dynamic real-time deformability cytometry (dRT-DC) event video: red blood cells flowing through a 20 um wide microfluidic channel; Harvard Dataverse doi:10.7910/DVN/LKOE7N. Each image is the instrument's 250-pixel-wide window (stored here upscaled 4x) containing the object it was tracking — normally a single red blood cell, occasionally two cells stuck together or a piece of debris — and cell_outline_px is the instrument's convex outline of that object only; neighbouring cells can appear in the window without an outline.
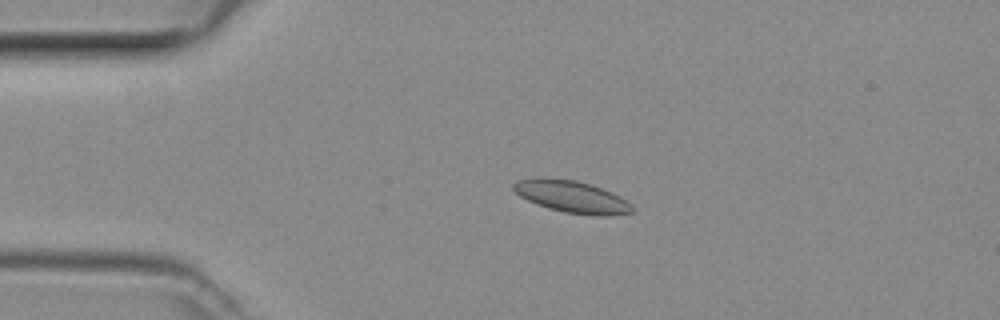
{"species": "common noctule bat (a hibernating species)", "species_latin": "Nyctalus noctula", "temperature_condition": "room temperature", "stored_images_in_passage": 49, "camera_frame_rate_fps": 3000, "um_per_image_px": 0.085, "animal": {"sex": "female", "body_mass_g": 29.2, "forearm_length_mm": 56.3}, "frame": {"image": 1, "passage_image": 11, "time_ms": 3.333, "image_size_px": [1000, 320], "cell_outline_px": [[632, 212], [608, 216], [600, 216], [564, 212], [548, 208], [528, 200], [520, 196], [512, 188], [512, 184], [516, 180], [536, 176], [544, 176], [576, 180], [612, 192], [620, 196], [632, 208]], "centroid_in_image_um": [48.52, 16.69], "position_along_channel_um": 36.5, "area_um2": 22.14}}
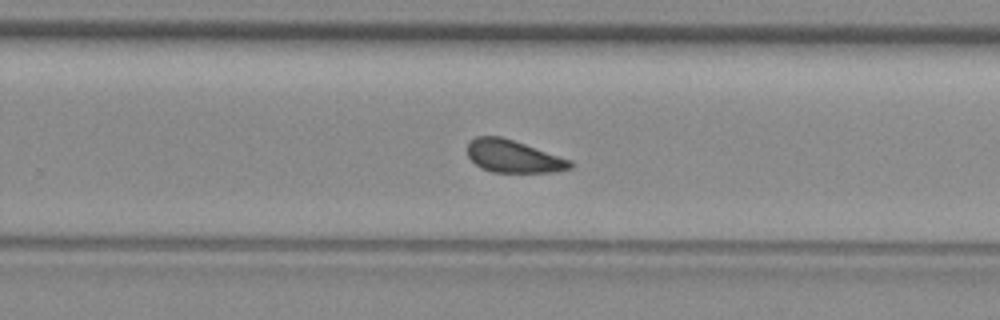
{"frame": {"image": 2, "passage_image": 31, "time_ms": 10.0, "image_size_px": [1000, 320], "cell_outline_px": [[572, 168], [552, 172], [492, 172], [480, 168], [468, 156], [468, 144], [476, 136], [500, 136], [572, 160]], "centroid_in_image_um": [43.63, 13.3], "position_along_channel_um": 286.2, "area_um2": 19.25}}
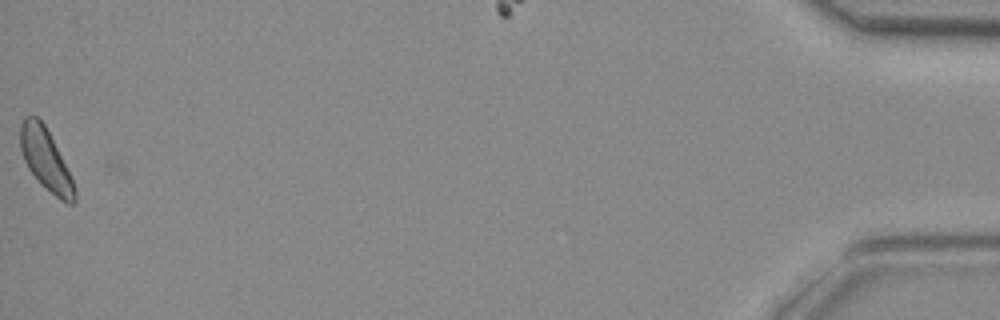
{"frame": {"image": 3, "passage_image": 49, "time_ms": 16.0, "image_size_px": [1000, 320], "cell_outline_px": [[76, 200], [72, 204], [68, 204], [60, 200], [40, 184], [28, 168], [24, 160], [20, 148], [20, 124], [24, 116], [36, 116], [44, 124], [72, 180], [76, 192]], "centroid_in_image_um": [3.85, 13.59], "position_along_channel_um": 431.4, "area_um2": 19.02}}